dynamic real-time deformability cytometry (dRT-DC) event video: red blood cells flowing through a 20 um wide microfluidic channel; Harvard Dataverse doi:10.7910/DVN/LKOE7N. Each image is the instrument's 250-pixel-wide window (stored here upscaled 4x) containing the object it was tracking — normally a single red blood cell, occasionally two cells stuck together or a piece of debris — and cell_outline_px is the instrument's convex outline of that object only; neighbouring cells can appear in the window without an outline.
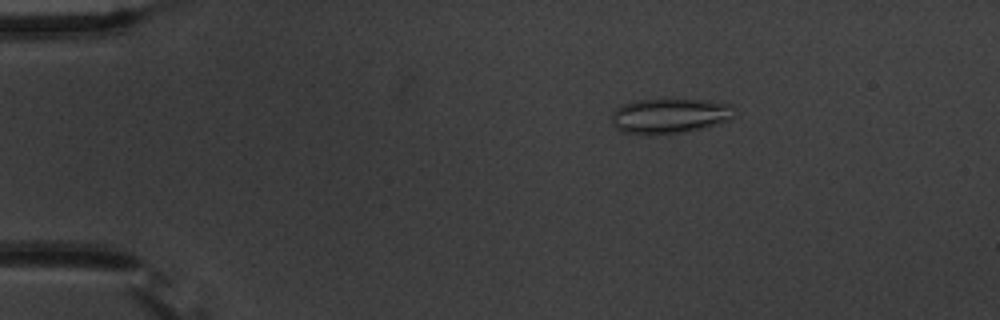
{"species": "common noctule bat (a hibernating species)", "species_latin": "Nyctalus noctula", "temperature_condition": "warm", "stored_images_in_passage": 56, "camera_frame_rate_fps": 3000, "um_per_image_px": 0.085, "animal": {"sex": "male", "body_mass_g": 20.1, "forearm_length_mm": 53.5}, "frame": {"image": 1, "passage_image": 10, "time_ms": 3.0, "image_size_px": [1000, 320], "cell_outline_px": [[736, 116], [728, 120], [700, 128], [680, 132], [656, 136], [648, 136], [620, 132], [612, 124], [612, 112], [620, 104], [640, 100], [704, 100], [732, 104]], "centroid_in_image_um": [56.86, 9.87], "position_along_channel_um": 28.1, "area_um2": 25.26}}
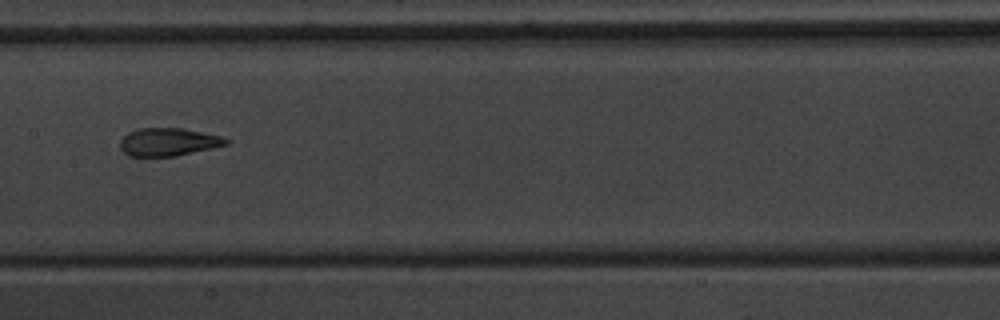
{"frame": {"image": 2, "passage_image": 29, "time_ms": 9.333, "image_size_px": [1000, 320], "cell_outline_px": [[228, 144], [212, 148], [176, 156], [128, 156], [120, 148], [120, 140], [128, 132], [140, 128], [180, 128], [220, 136], [228, 140]], "centroid_in_image_um": [14.27, 12.07], "position_along_channel_um": 193.1, "area_um2": 17.05}}
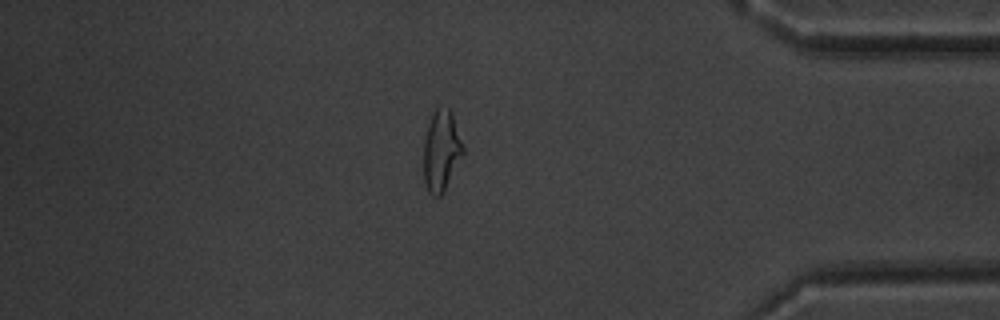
{"frame": {"image": 3, "passage_image": 48, "time_ms": 15.667, "image_size_px": [1000, 320], "cell_outline_px": [[464, 152], [444, 192], [440, 196], [432, 196], [428, 192], [424, 180], [424, 140], [428, 124], [432, 112], [436, 108], [448, 108], [452, 112], [464, 148]], "centroid_in_image_um": [37.51, 12.82], "position_along_channel_um": 397.7, "area_um2": 18.55}, "authors_computed_cell_mechanics": {"area_um2": 18.8717, "velocity_mm_per_s": 3.6756, "shape_relaxation_time_tau1_ms": 11.3463, "shape_relaxation_time_tau2_ms": 1.5618, "deformation_change_tau1": 0.2741, "deformation_change_tau2": 0.093}}